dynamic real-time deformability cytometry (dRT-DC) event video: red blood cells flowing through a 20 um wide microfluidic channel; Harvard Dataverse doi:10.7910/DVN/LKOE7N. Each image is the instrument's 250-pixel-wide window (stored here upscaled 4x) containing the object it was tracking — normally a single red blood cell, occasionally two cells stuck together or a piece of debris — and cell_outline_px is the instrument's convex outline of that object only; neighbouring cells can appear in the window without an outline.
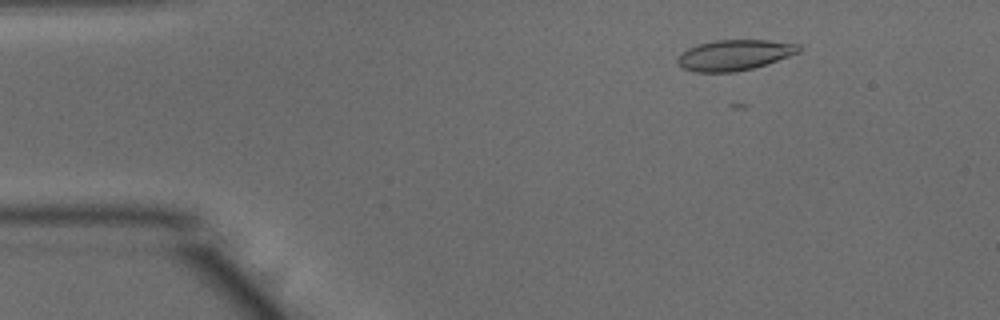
{"species": "common noctule bat (a hibernating species)", "species_latin": "Nyctalus noctula", "temperature_condition": "warm", "stored_images_in_passage": 52, "camera_frame_rate_fps": 3000, "um_per_image_px": 0.085, "animal": {"sex": "male", "body_mass_g": 15.6}, "frame": {"image": 1, "passage_image": 7, "time_ms": 2.0, "image_size_px": [1000, 320], "cell_outline_px": [[800, 52], [768, 64], [752, 68], [732, 72], [696, 72], [684, 68], [676, 60], [688, 48], [700, 44], [716, 40], [768, 40], [800, 44]], "centroid_in_image_um": [62.48, 4.67], "position_along_channel_um": 22.5, "area_um2": 21.39}}
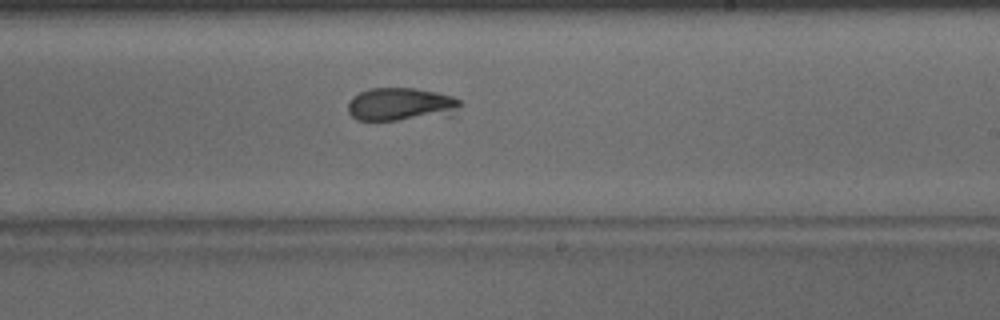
{"frame": {"image": 2, "passage_image": 30, "time_ms": 9.667, "image_size_px": [1000, 320], "cell_outline_px": [[460, 104], [456, 116], [396, 120], [356, 120], [348, 112], [348, 104], [352, 96], [368, 88], [416, 88], [436, 92], [452, 96], [460, 100]], "centroid_in_image_um": [34.12, 8.88], "position_along_channel_um": 254.9, "area_um2": 22.14}}
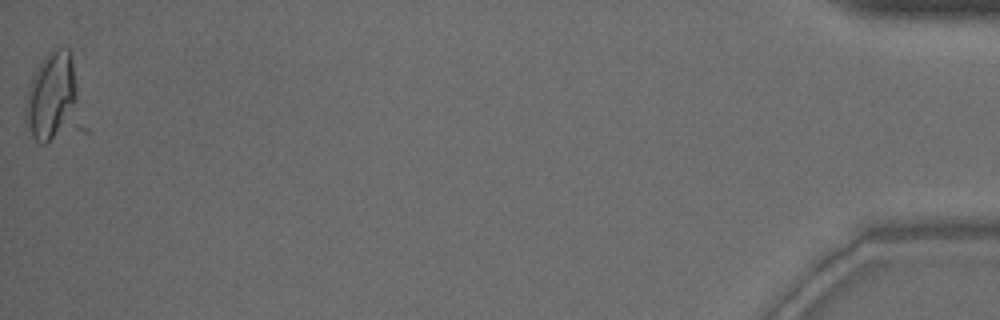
{"frame": {"image": 3, "passage_image": 51, "time_ms": 16.667, "image_size_px": [1000, 320], "cell_outline_px": [[76, 100], [60, 128], [44, 144], [40, 144], [32, 136], [24, 124], [24, 104], [32, 80], [44, 56], [52, 48], [68, 48], [72, 52], [76, 88]], "centroid_in_image_um": [4.3, 8.06], "position_along_channel_um": 430.9, "area_um2": 25.43}}